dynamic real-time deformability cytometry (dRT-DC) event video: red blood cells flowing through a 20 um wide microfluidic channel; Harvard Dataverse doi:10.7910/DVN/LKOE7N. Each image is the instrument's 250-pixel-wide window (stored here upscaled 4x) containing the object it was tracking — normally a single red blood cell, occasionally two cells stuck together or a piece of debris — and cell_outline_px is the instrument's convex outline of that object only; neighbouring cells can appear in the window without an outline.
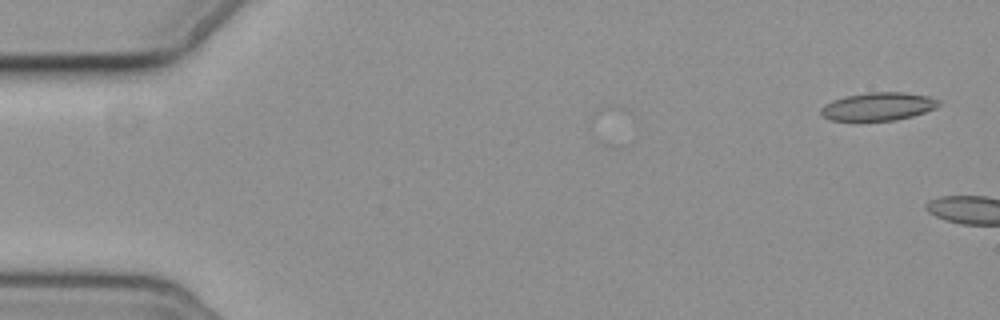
{"species": "common noctule bat (a hibernating species)", "species_latin": "Nyctalus noctula", "temperature_condition": "cold", "stored_images_in_passage": 3, "camera_frame_rate_fps": 3000, "um_per_image_px": 0.085, "animal": {"sex": "female", "body_mass_g": 19.3, "forearm_length_mm": 54.1}, "frame": {"image": 1, "passage_image": 1, "time_ms": 0.0, "image_size_px": [1000, 320], "cell_outline_px": [[940, 104], [936, 108], [912, 116], [896, 120], [860, 124], [828, 120], [820, 116], [820, 108], [824, 104], [832, 100], [844, 96], [868, 92], [904, 92], [928, 96], [940, 100]], "centroid_in_image_um": [74.54, 9.1], "position_along_channel_um": 10.5, "area_um2": 20.4}}